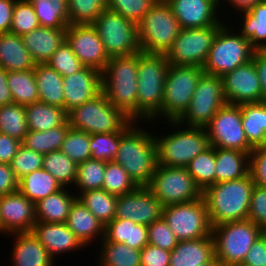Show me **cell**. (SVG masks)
<instances>
[{
	"label": "cell",
	"instance_id": "53",
	"mask_svg": "<svg viewBox=\"0 0 266 266\" xmlns=\"http://www.w3.org/2000/svg\"><path fill=\"white\" fill-rule=\"evenodd\" d=\"M43 158L44 154L35 152L21 144L10 166L16 178L19 180L26 174L42 169Z\"/></svg>",
	"mask_w": 266,
	"mask_h": 266
},
{
	"label": "cell",
	"instance_id": "65",
	"mask_svg": "<svg viewBox=\"0 0 266 266\" xmlns=\"http://www.w3.org/2000/svg\"><path fill=\"white\" fill-rule=\"evenodd\" d=\"M200 266H221L219 260L214 256L209 262Z\"/></svg>",
	"mask_w": 266,
	"mask_h": 266
},
{
	"label": "cell",
	"instance_id": "50",
	"mask_svg": "<svg viewBox=\"0 0 266 266\" xmlns=\"http://www.w3.org/2000/svg\"><path fill=\"white\" fill-rule=\"evenodd\" d=\"M40 27L32 3L28 0H16L9 32L23 36Z\"/></svg>",
	"mask_w": 266,
	"mask_h": 266
},
{
	"label": "cell",
	"instance_id": "8",
	"mask_svg": "<svg viewBox=\"0 0 266 266\" xmlns=\"http://www.w3.org/2000/svg\"><path fill=\"white\" fill-rule=\"evenodd\" d=\"M203 73L200 66L170 64L165 78L162 109L150 122L160 120L161 116L164 121H177L188 109Z\"/></svg>",
	"mask_w": 266,
	"mask_h": 266
},
{
	"label": "cell",
	"instance_id": "48",
	"mask_svg": "<svg viewBox=\"0 0 266 266\" xmlns=\"http://www.w3.org/2000/svg\"><path fill=\"white\" fill-rule=\"evenodd\" d=\"M136 187L137 185L120 164L114 161L106 162L103 190L119 197L130 193Z\"/></svg>",
	"mask_w": 266,
	"mask_h": 266
},
{
	"label": "cell",
	"instance_id": "13",
	"mask_svg": "<svg viewBox=\"0 0 266 266\" xmlns=\"http://www.w3.org/2000/svg\"><path fill=\"white\" fill-rule=\"evenodd\" d=\"M92 25L96 28L109 57L141 52L137 24L122 15L106 9Z\"/></svg>",
	"mask_w": 266,
	"mask_h": 266
},
{
	"label": "cell",
	"instance_id": "59",
	"mask_svg": "<svg viewBox=\"0 0 266 266\" xmlns=\"http://www.w3.org/2000/svg\"><path fill=\"white\" fill-rule=\"evenodd\" d=\"M19 191V180L9 164L0 163V196Z\"/></svg>",
	"mask_w": 266,
	"mask_h": 266
},
{
	"label": "cell",
	"instance_id": "51",
	"mask_svg": "<svg viewBox=\"0 0 266 266\" xmlns=\"http://www.w3.org/2000/svg\"><path fill=\"white\" fill-rule=\"evenodd\" d=\"M157 0H107V9L138 24Z\"/></svg>",
	"mask_w": 266,
	"mask_h": 266
},
{
	"label": "cell",
	"instance_id": "52",
	"mask_svg": "<svg viewBox=\"0 0 266 266\" xmlns=\"http://www.w3.org/2000/svg\"><path fill=\"white\" fill-rule=\"evenodd\" d=\"M46 63L63 77L78 72L84 67L66 40Z\"/></svg>",
	"mask_w": 266,
	"mask_h": 266
},
{
	"label": "cell",
	"instance_id": "37",
	"mask_svg": "<svg viewBox=\"0 0 266 266\" xmlns=\"http://www.w3.org/2000/svg\"><path fill=\"white\" fill-rule=\"evenodd\" d=\"M77 199L101 221L104 226L111 222L116 215L118 197L103 189L88 190L77 193Z\"/></svg>",
	"mask_w": 266,
	"mask_h": 266
},
{
	"label": "cell",
	"instance_id": "41",
	"mask_svg": "<svg viewBox=\"0 0 266 266\" xmlns=\"http://www.w3.org/2000/svg\"><path fill=\"white\" fill-rule=\"evenodd\" d=\"M69 128L70 125L67 121L64 125L47 131L28 130L21 144L42 154L57 151L60 150Z\"/></svg>",
	"mask_w": 266,
	"mask_h": 266
},
{
	"label": "cell",
	"instance_id": "38",
	"mask_svg": "<svg viewBox=\"0 0 266 266\" xmlns=\"http://www.w3.org/2000/svg\"><path fill=\"white\" fill-rule=\"evenodd\" d=\"M98 253V266H141L140 250L128 247L125 243L108 242L103 238Z\"/></svg>",
	"mask_w": 266,
	"mask_h": 266
},
{
	"label": "cell",
	"instance_id": "20",
	"mask_svg": "<svg viewBox=\"0 0 266 266\" xmlns=\"http://www.w3.org/2000/svg\"><path fill=\"white\" fill-rule=\"evenodd\" d=\"M227 103L241 105L262 102L261 84L253 60L222 76Z\"/></svg>",
	"mask_w": 266,
	"mask_h": 266
},
{
	"label": "cell",
	"instance_id": "63",
	"mask_svg": "<svg viewBox=\"0 0 266 266\" xmlns=\"http://www.w3.org/2000/svg\"><path fill=\"white\" fill-rule=\"evenodd\" d=\"M8 72L0 67V106L13 104L11 91L7 84Z\"/></svg>",
	"mask_w": 266,
	"mask_h": 266
},
{
	"label": "cell",
	"instance_id": "54",
	"mask_svg": "<svg viewBox=\"0 0 266 266\" xmlns=\"http://www.w3.org/2000/svg\"><path fill=\"white\" fill-rule=\"evenodd\" d=\"M147 229L148 244L170 252L177 246L178 240L162 217L152 222Z\"/></svg>",
	"mask_w": 266,
	"mask_h": 266
},
{
	"label": "cell",
	"instance_id": "31",
	"mask_svg": "<svg viewBox=\"0 0 266 266\" xmlns=\"http://www.w3.org/2000/svg\"><path fill=\"white\" fill-rule=\"evenodd\" d=\"M104 238L108 242L125 243L128 247L142 250L148 244V229L131 219L114 218L105 226Z\"/></svg>",
	"mask_w": 266,
	"mask_h": 266
},
{
	"label": "cell",
	"instance_id": "57",
	"mask_svg": "<svg viewBox=\"0 0 266 266\" xmlns=\"http://www.w3.org/2000/svg\"><path fill=\"white\" fill-rule=\"evenodd\" d=\"M141 266H169L171 252L157 246L147 244L142 250Z\"/></svg>",
	"mask_w": 266,
	"mask_h": 266
},
{
	"label": "cell",
	"instance_id": "23",
	"mask_svg": "<svg viewBox=\"0 0 266 266\" xmlns=\"http://www.w3.org/2000/svg\"><path fill=\"white\" fill-rule=\"evenodd\" d=\"M31 232L53 259L65 252L73 253L85 248L66 223L36 222Z\"/></svg>",
	"mask_w": 266,
	"mask_h": 266
},
{
	"label": "cell",
	"instance_id": "3",
	"mask_svg": "<svg viewBox=\"0 0 266 266\" xmlns=\"http://www.w3.org/2000/svg\"><path fill=\"white\" fill-rule=\"evenodd\" d=\"M138 53L110 57L101 72L102 92L108 101L137 121Z\"/></svg>",
	"mask_w": 266,
	"mask_h": 266
},
{
	"label": "cell",
	"instance_id": "40",
	"mask_svg": "<svg viewBox=\"0 0 266 266\" xmlns=\"http://www.w3.org/2000/svg\"><path fill=\"white\" fill-rule=\"evenodd\" d=\"M7 84L15 104L25 106L39 101L34 70L9 71Z\"/></svg>",
	"mask_w": 266,
	"mask_h": 266
},
{
	"label": "cell",
	"instance_id": "56",
	"mask_svg": "<svg viewBox=\"0 0 266 266\" xmlns=\"http://www.w3.org/2000/svg\"><path fill=\"white\" fill-rule=\"evenodd\" d=\"M255 185L266 188V146L256 147L250 153V171Z\"/></svg>",
	"mask_w": 266,
	"mask_h": 266
},
{
	"label": "cell",
	"instance_id": "18",
	"mask_svg": "<svg viewBox=\"0 0 266 266\" xmlns=\"http://www.w3.org/2000/svg\"><path fill=\"white\" fill-rule=\"evenodd\" d=\"M36 222L35 203L20 191L0 196L1 234L29 233Z\"/></svg>",
	"mask_w": 266,
	"mask_h": 266
},
{
	"label": "cell",
	"instance_id": "21",
	"mask_svg": "<svg viewBox=\"0 0 266 266\" xmlns=\"http://www.w3.org/2000/svg\"><path fill=\"white\" fill-rule=\"evenodd\" d=\"M166 2L170 5L181 29L225 23L222 18H218L222 15L219 0H166Z\"/></svg>",
	"mask_w": 266,
	"mask_h": 266
},
{
	"label": "cell",
	"instance_id": "39",
	"mask_svg": "<svg viewBox=\"0 0 266 266\" xmlns=\"http://www.w3.org/2000/svg\"><path fill=\"white\" fill-rule=\"evenodd\" d=\"M41 27L66 29L69 24L67 0H28Z\"/></svg>",
	"mask_w": 266,
	"mask_h": 266
},
{
	"label": "cell",
	"instance_id": "61",
	"mask_svg": "<svg viewBox=\"0 0 266 266\" xmlns=\"http://www.w3.org/2000/svg\"><path fill=\"white\" fill-rule=\"evenodd\" d=\"M252 60L260 79L262 102H266V50H255Z\"/></svg>",
	"mask_w": 266,
	"mask_h": 266
},
{
	"label": "cell",
	"instance_id": "2",
	"mask_svg": "<svg viewBox=\"0 0 266 266\" xmlns=\"http://www.w3.org/2000/svg\"><path fill=\"white\" fill-rule=\"evenodd\" d=\"M255 183L251 174L209 186L202 192L211 226L248 219Z\"/></svg>",
	"mask_w": 266,
	"mask_h": 266
},
{
	"label": "cell",
	"instance_id": "14",
	"mask_svg": "<svg viewBox=\"0 0 266 266\" xmlns=\"http://www.w3.org/2000/svg\"><path fill=\"white\" fill-rule=\"evenodd\" d=\"M226 103L222 77L203 73L188 109L177 121L188 127L205 128Z\"/></svg>",
	"mask_w": 266,
	"mask_h": 266
},
{
	"label": "cell",
	"instance_id": "46",
	"mask_svg": "<svg viewBox=\"0 0 266 266\" xmlns=\"http://www.w3.org/2000/svg\"><path fill=\"white\" fill-rule=\"evenodd\" d=\"M70 25L92 24L107 9V0H67Z\"/></svg>",
	"mask_w": 266,
	"mask_h": 266
},
{
	"label": "cell",
	"instance_id": "12",
	"mask_svg": "<svg viewBox=\"0 0 266 266\" xmlns=\"http://www.w3.org/2000/svg\"><path fill=\"white\" fill-rule=\"evenodd\" d=\"M162 206L191 202L202 197L201 189L186 167L157 165L147 185Z\"/></svg>",
	"mask_w": 266,
	"mask_h": 266
},
{
	"label": "cell",
	"instance_id": "16",
	"mask_svg": "<svg viewBox=\"0 0 266 266\" xmlns=\"http://www.w3.org/2000/svg\"><path fill=\"white\" fill-rule=\"evenodd\" d=\"M209 145L215 148L236 149L250 154L254 149L242 126L241 105L226 103L205 127Z\"/></svg>",
	"mask_w": 266,
	"mask_h": 266
},
{
	"label": "cell",
	"instance_id": "64",
	"mask_svg": "<svg viewBox=\"0 0 266 266\" xmlns=\"http://www.w3.org/2000/svg\"><path fill=\"white\" fill-rule=\"evenodd\" d=\"M225 0H219L220 2V8L222 9L221 3L222 5L224 4ZM229 3V6L234 7L233 9L236 12H244V11H248L250 10L255 4L259 3L262 0H226Z\"/></svg>",
	"mask_w": 266,
	"mask_h": 266
},
{
	"label": "cell",
	"instance_id": "27",
	"mask_svg": "<svg viewBox=\"0 0 266 266\" xmlns=\"http://www.w3.org/2000/svg\"><path fill=\"white\" fill-rule=\"evenodd\" d=\"M215 256L213 236L180 241L171 251L169 266H200Z\"/></svg>",
	"mask_w": 266,
	"mask_h": 266
},
{
	"label": "cell",
	"instance_id": "25",
	"mask_svg": "<svg viewBox=\"0 0 266 266\" xmlns=\"http://www.w3.org/2000/svg\"><path fill=\"white\" fill-rule=\"evenodd\" d=\"M33 61L46 63L66 40V29L38 27L22 36Z\"/></svg>",
	"mask_w": 266,
	"mask_h": 266
},
{
	"label": "cell",
	"instance_id": "47",
	"mask_svg": "<svg viewBox=\"0 0 266 266\" xmlns=\"http://www.w3.org/2000/svg\"><path fill=\"white\" fill-rule=\"evenodd\" d=\"M60 150L77 165L91 159L90 134L70 127Z\"/></svg>",
	"mask_w": 266,
	"mask_h": 266
},
{
	"label": "cell",
	"instance_id": "42",
	"mask_svg": "<svg viewBox=\"0 0 266 266\" xmlns=\"http://www.w3.org/2000/svg\"><path fill=\"white\" fill-rule=\"evenodd\" d=\"M196 185L203 192L216 183L215 147L209 146L186 166Z\"/></svg>",
	"mask_w": 266,
	"mask_h": 266
},
{
	"label": "cell",
	"instance_id": "60",
	"mask_svg": "<svg viewBox=\"0 0 266 266\" xmlns=\"http://www.w3.org/2000/svg\"><path fill=\"white\" fill-rule=\"evenodd\" d=\"M20 145L19 140L0 133V163L10 165Z\"/></svg>",
	"mask_w": 266,
	"mask_h": 266
},
{
	"label": "cell",
	"instance_id": "10",
	"mask_svg": "<svg viewBox=\"0 0 266 266\" xmlns=\"http://www.w3.org/2000/svg\"><path fill=\"white\" fill-rule=\"evenodd\" d=\"M262 233L263 230L249 219L213 226L215 257L221 266H239Z\"/></svg>",
	"mask_w": 266,
	"mask_h": 266
},
{
	"label": "cell",
	"instance_id": "24",
	"mask_svg": "<svg viewBox=\"0 0 266 266\" xmlns=\"http://www.w3.org/2000/svg\"><path fill=\"white\" fill-rule=\"evenodd\" d=\"M11 235L16 238L14 237L13 249L11 248L10 266H55L53 264L56 259L50 256L32 232Z\"/></svg>",
	"mask_w": 266,
	"mask_h": 266
},
{
	"label": "cell",
	"instance_id": "7",
	"mask_svg": "<svg viewBox=\"0 0 266 266\" xmlns=\"http://www.w3.org/2000/svg\"><path fill=\"white\" fill-rule=\"evenodd\" d=\"M141 52L166 54L181 27L166 0H157L137 24Z\"/></svg>",
	"mask_w": 266,
	"mask_h": 266
},
{
	"label": "cell",
	"instance_id": "5",
	"mask_svg": "<svg viewBox=\"0 0 266 266\" xmlns=\"http://www.w3.org/2000/svg\"><path fill=\"white\" fill-rule=\"evenodd\" d=\"M167 123L170 128L177 129L158 137L155 134L158 165L186 167L191 160L210 146L205 128L188 127L178 121H166Z\"/></svg>",
	"mask_w": 266,
	"mask_h": 266
},
{
	"label": "cell",
	"instance_id": "34",
	"mask_svg": "<svg viewBox=\"0 0 266 266\" xmlns=\"http://www.w3.org/2000/svg\"><path fill=\"white\" fill-rule=\"evenodd\" d=\"M242 126L253 147L266 146V102L241 104Z\"/></svg>",
	"mask_w": 266,
	"mask_h": 266
},
{
	"label": "cell",
	"instance_id": "29",
	"mask_svg": "<svg viewBox=\"0 0 266 266\" xmlns=\"http://www.w3.org/2000/svg\"><path fill=\"white\" fill-rule=\"evenodd\" d=\"M33 70L38 89L39 102L60 107L65 110L63 76L47 63H38Z\"/></svg>",
	"mask_w": 266,
	"mask_h": 266
},
{
	"label": "cell",
	"instance_id": "6",
	"mask_svg": "<svg viewBox=\"0 0 266 266\" xmlns=\"http://www.w3.org/2000/svg\"><path fill=\"white\" fill-rule=\"evenodd\" d=\"M67 118L71 128L89 134L126 132L136 122L114 107L102 91L69 111Z\"/></svg>",
	"mask_w": 266,
	"mask_h": 266
},
{
	"label": "cell",
	"instance_id": "35",
	"mask_svg": "<svg viewBox=\"0 0 266 266\" xmlns=\"http://www.w3.org/2000/svg\"><path fill=\"white\" fill-rule=\"evenodd\" d=\"M25 112L28 130L47 131L68 121L64 109L39 101L25 105Z\"/></svg>",
	"mask_w": 266,
	"mask_h": 266
},
{
	"label": "cell",
	"instance_id": "33",
	"mask_svg": "<svg viewBox=\"0 0 266 266\" xmlns=\"http://www.w3.org/2000/svg\"><path fill=\"white\" fill-rule=\"evenodd\" d=\"M241 28L237 32L247 39L255 50H266V1L262 0L250 10L238 13Z\"/></svg>",
	"mask_w": 266,
	"mask_h": 266
},
{
	"label": "cell",
	"instance_id": "32",
	"mask_svg": "<svg viewBox=\"0 0 266 266\" xmlns=\"http://www.w3.org/2000/svg\"><path fill=\"white\" fill-rule=\"evenodd\" d=\"M216 183L243 178L250 171V154L236 149L215 148Z\"/></svg>",
	"mask_w": 266,
	"mask_h": 266
},
{
	"label": "cell",
	"instance_id": "15",
	"mask_svg": "<svg viewBox=\"0 0 266 266\" xmlns=\"http://www.w3.org/2000/svg\"><path fill=\"white\" fill-rule=\"evenodd\" d=\"M225 23L209 27L181 29L165 54L174 66L196 65L203 67L212 47L213 40Z\"/></svg>",
	"mask_w": 266,
	"mask_h": 266
},
{
	"label": "cell",
	"instance_id": "49",
	"mask_svg": "<svg viewBox=\"0 0 266 266\" xmlns=\"http://www.w3.org/2000/svg\"><path fill=\"white\" fill-rule=\"evenodd\" d=\"M125 132L90 134L91 159L114 161L119 150L121 136Z\"/></svg>",
	"mask_w": 266,
	"mask_h": 266
},
{
	"label": "cell",
	"instance_id": "36",
	"mask_svg": "<svg viewBox=\"0 0 266 266\" xmlns=\"http://www.w3.org/2000/svg\"><path fill=\"white\" fill-rule=\"evenodd\" d=\"M61 188L56 179L43 168L19 179V191L35 204Z\"/></svg>",
	"mask_w": 266,
	"mask_h": 266
},
{
	"label": "cell",
	"instance_id": "30",
	"mask_svg": "<svg viewBox=\"0 0 266 266\" xmlns=\"http://www.w3.org/2000/svg\"><path fill=\"white\" fill-rule=\"evenodd\" d=\"M62 187L35 204L37 222L66 223L70 207L77 199L73 190ZM70 193H69V192Z\"/></svg>",
	"mask_w": 266,
	"mask_h": 266
},
{
	"label": "cell",
	"instance_id": "55",
	"mask_svg": "<svg viewBox=\"0 0 266 266\" xmlns=\"http://www.w3.org/2000/svg\"><path fill=\"white\" fill-rule=\"evenodd\" d=\"M248 219L266 229V188L255 185L252 190Z\"/></svg>",
	"mask_w": 266,
	"mask_h": 266
},
{
	"label": "cell",
	"instance_id": "22",
	"mask_svg": "<svg viewBox=\"0 0 266 266\" xmlns=\"http://www.w3.org/2000/svg\"><path fill=\"white\" fill-rule=\"evenodd\" d=\"M101 72L84 66L78 72L63 77L65 111L81 106L102 91Z\"/></svg>",
	"mask_w": 266,
	"mask_h": 266
},
{
	"label": "cell",
	"instance_id": "62",
	"mask_svg": "<svg viewBox=\"0 0 266 266\" xmlns=\"http://www.w3.org/2000/svg\"><path fill=\"white\" fill-rule=\"evenodd\" d=\"M16 0H0V33H8Z\"/></svg>",
	"mask_w": 266,
	"mask_h": 266
},
{
	"label": "cell",
	"instance_id": "45",
	"mask_svg": "<svg viewBox=\"0 0 266 266\" xmlns=\"http://www.w3.org/2000/svg\"><path fill=\"white\" fill-rule=\"evenodd\" d=\"M106 169V161L87 159L77 165V175L74 186L75 194L88 190L102 189L104 175Z\"/></svg>",
	"mask_w": 266,
	"mask_h": 266
},
{
	"label": "cell",
	"instance_id": "4",
	"mask_svg": "<svg viewBox=\"0 0 266 266\" xmlns=\"http://www.w3.org/2000/svg\"><path fill=\"white\" fill-rule=\"evenodd\" d=\"M170 66L165 54L138 53L137 121H150L161 111Z\"/></svg>",
	"mask_w": 266,
	"mask_h": 266
},
{
	"label": "cell",
	"instance_id": "43",
	"mask_svg": "<svg viewBox=\"0 0 266 266\" xmlns=\"http://www.w3.org/2000/svg\"><path fill=\"white\" fill-rule=\"evenodd\" d=\"M42 168L48 171L62 186L71 188L77 175V164L70 160L61 150L44 154Z\"/></svg>",
	"mask_w": 266,
	"mask_h": 266
},
{
	"label": "cell",
	"instance_id": "19",
	"mask_svg": "<svg viewBox=\"0 0 266 266\" xmlns=\"http://www.w3.org/2000/svg\"><path fill=\"white\" fill-rule=\"evenodd\" d=\"M163 206L147 186H137L128 194L119 196L115 218L131 219L149 226L162 217Z\"/></svg>",
	"mask_w": 266,
	"mask_h": 266
},
{
	"label": "cell",
	"instance_id": "66",
	"mask_svg": "<svg viewBox=\"0 0 266 266\" xmlns=\"http://www.w3.org/2000/svg\"><path fill=\"white\" fill-rule=\"evenodd\" d=\"M263 234L266 236V229L263 230Z\"/></svg>",
	"mask_w": 266,
	"mask_h": 266
},
{
	"label": "cell",
	"instance_id": "26",
	"mask_svg": "<svg viewBox=\"0 0 266 266\" xmlns=\"http://www.w3.org/2000/svg\"><path fill=\"white\" fill-rule=\"evenodd\" d=\"M66 225L85 247L92 245L93 240L100 242L105 236L104 224L78 199L70 207Z\"/></svg>",
	"mask_w": 266,
	"mask_h": 266
},
{
	"label": "cell",
	"instance_id": "1",
	"mask_svg": "<svg viewBox=\"0 0 266 266\" xmlns=\"http://www.w3.org/2000/svg\"><path fill=\"white\" fill-rule=\"evenodd\" d=\"M139 124L136 121L121 136L114 162L123 167L137 186H147L158 165L157 145L154 134Z\"/></svg>",
	"mask_w": 266,
	"mask_h": 266
},
{
	"label": "cell",
	"instance_id": "11",
	"mask_svg": "<svg viewBox=\"0 0 266 266\" xmlns=\"http://www.w3.org/2000/svg\"><path fill=\"white\" fill-rule=\"evenodd\" d=\"M162 218L173 231L178 242L212 235L206 202L200 199L164 206Z\"/></svg>",
	"mask_w": 266,
	"mask_h": 266
},
{
	"label": "cell",
	"instance_id": "44",
	"mask_svg": "<svg viewBox=\"0 0 266 266\" xmlns=\"http://www.w3.org/2000/svg\"><path fill=\"white\" fill-rule=\"evenodd\" d=\"M28 132L25 106L9 104L0 106V133L23 141Z\"/></svg>",
	"mask_w": 266,
	"mask_h": 266
},
{
	"label": "cell",
	"instance_id": "28",
	"mask_svg": "<svg viewBox=\"0 0 266 266\" xmlns=\"http://www.w3.org/2000/svg\"><path fill=\"white\" fill-rule=\"evenodd\" d=\"M22 36L0 33V67L9 71H29L35 68Z\"/></svg>",
	"mask_w": 266,
	"mask_h": 266
},
{
	"label": "cell",
	"instance_id": "58",
	"mask_svg": "<svg viewBox=\"0 0 266 266\" xmlns=\"http://www.w3.org/2000/svg\"><path fill=\"white\" fill-rule=\"evenodd\" d=\"M239 266H266V236L262 233Z\"/></svg>",
	"mask_w": 266,
	"mask_h": 266
},
{
	"label": "cell",
	"instance_id": "17",
	"mask_svg": "<svg viewBox=\"0 0 266 266\" xmlns=\"http://www.w3.org/2000/svg\"><path fill=\"white\" fill-rule=\"evenodd\" d=\"M66 41L84 66L102 72L109 60L105 47L92 24L69 25Z\"/></svg>",
	"mask_w": 266,
	"mask_h": 266
},
{
	"label": "cell",
	"instance_id": "9",
	"mask_svg": "<svg viewBox=\"0 0 266 266\" xmlns=\"http://www.w3.org/2000/svg\"><path fill=\"white\" fill-rule=\"evenodd\" d=\"M225 23L217 32L206 62L204 73L222 77L252 60L255 49L249 41Z\"/></svg>",
	"mask_w": 266,
	"mask_h": 266
}]
</instances>
